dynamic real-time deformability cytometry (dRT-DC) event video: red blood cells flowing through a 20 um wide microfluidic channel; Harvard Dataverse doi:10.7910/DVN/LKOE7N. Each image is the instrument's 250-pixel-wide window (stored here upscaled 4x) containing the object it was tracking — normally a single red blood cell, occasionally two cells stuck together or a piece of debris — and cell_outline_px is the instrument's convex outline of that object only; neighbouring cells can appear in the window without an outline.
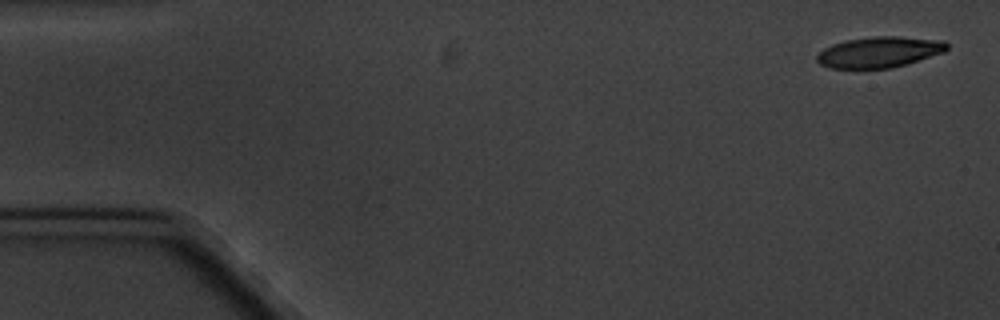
{"species": "common noctule bat (a hibernating species)", "species_latin": "Nyctalus noctula", "temperature_condition": "cold", "stored_images_in_passage": 6, "segment_of_instrument_passage": [1, 2], "camera_frame_rate_fps": 3000, "um_per_image_px": 0.085, "animal": {"sex": "male", "body_mass_g": 20.1, "forearm_length_mm": 53.5}, "frame": {"image": 1, "passage_image": 1, "time_ms": 0.0, "image_size_px": [1000, 320], "cell_outline_px": [[948, 48], [944, 52], [908, 64], [892, 68], [828, 68], [820, 64], [816, 60], [816, 56], [824, 48], [832, 44], [848, 40], [872, 36], [896, 36], [944, 40], [948, 44]], "centroid_in_image_um": [74.76, 4.43], "position_along_channel_um": 10.2, "area_um2": 23.47}}
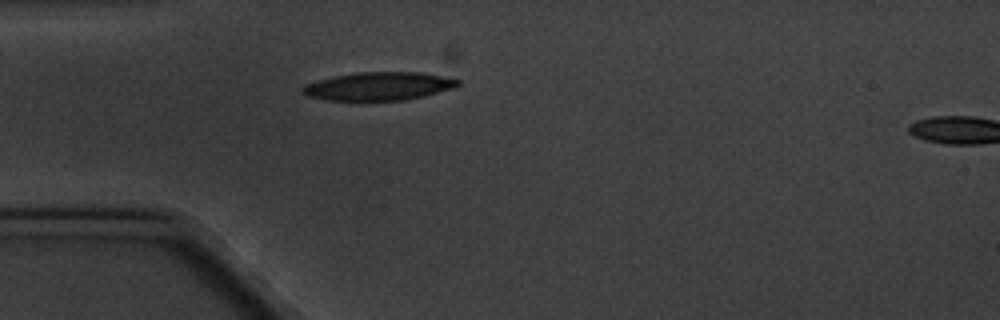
{"frame": {"image": 2, "passage_image": 5, "time_ms": 4.667, "image_size_px": [1000, 320], "cell_outline_px": [[460, 84], [452, 88], [424, 96], [404, 100], [360, 104], [328, 100], [308, 96], [300, 92], [300, 88], [304, 84], [336, 76], [360, 72], [420, 72], [444, 76], [460, 80]], "centroid_in_image_um": [32.13, 7.38], "position_along_channel_um": 52.9, "area_um2": 26.47}}